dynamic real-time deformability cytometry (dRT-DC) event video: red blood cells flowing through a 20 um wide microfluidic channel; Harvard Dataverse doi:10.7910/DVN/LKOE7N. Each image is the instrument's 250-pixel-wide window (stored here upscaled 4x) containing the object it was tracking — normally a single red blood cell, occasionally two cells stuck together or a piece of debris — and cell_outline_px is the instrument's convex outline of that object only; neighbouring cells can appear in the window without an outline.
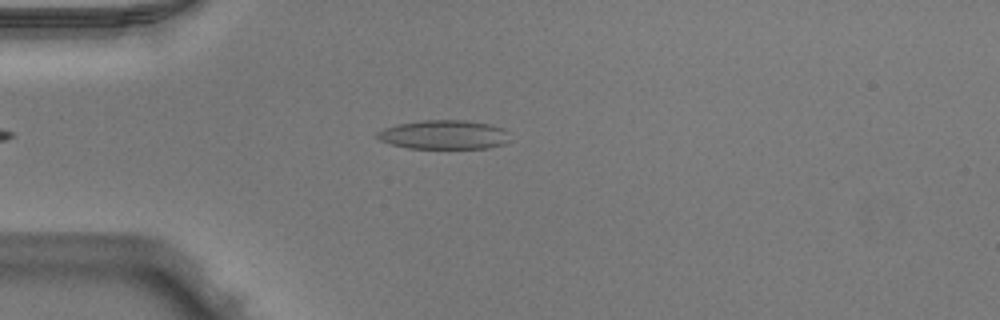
{"species": "Egyptian fruit bat (a non-hibernating species)", "species_latin": "Rousettus aegyptiacus", "temperature_condition": "warm", "stored_images_in_passage": 46, "camera_frame_rate_fps": 3000, "um_per_image_px": 0.085, "animal": {"sex": "male"}, "frame": {"image": 1, "passage_image": 9, "time_ms": 2.667, "image_size_px": [1000, 320], "cell_outline_px": [[512, 140], [504, 144], [488, 148], [408, 148], [392, 144], [380, 140], [376, 136], [376, 132], [384, 128], [396, 124], [420, 120], [468, 120], [488, 124], [504, 128], [508, 132]], "centroid_in_image_um": [37.77, 11.44], "position_along_channel_um": 47.2, "area_um2": 22.72}}
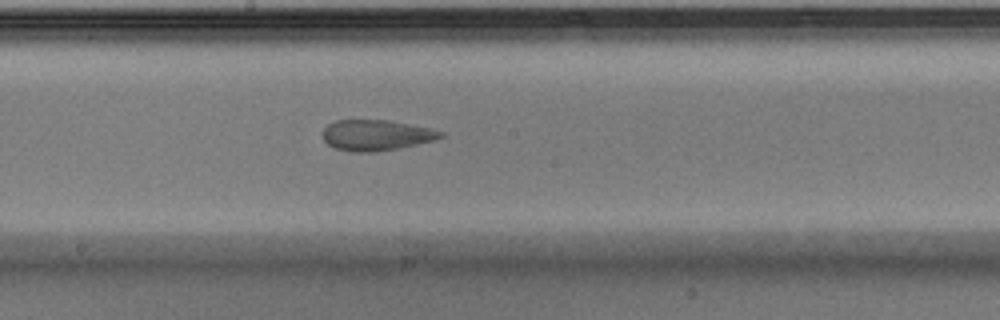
{"frame": {"image": 2, "passage_image": 23, "time_ms": 7.333, "image_size_px": [1000, 320], "cell_outline_px": [[444, 136], [432, 140], [416, 144], [396, 148], [372, 152], [348, 152], [336, 148], [328, 144], [324, 140], [324, 128], [328, 124], [336, 120], [388, 120], [428, 128], [444, 132]], "centroid_in_image_um": [31.94, 11.49], "position_along_channel_um": 216.3, "area_um2": 20.75}}
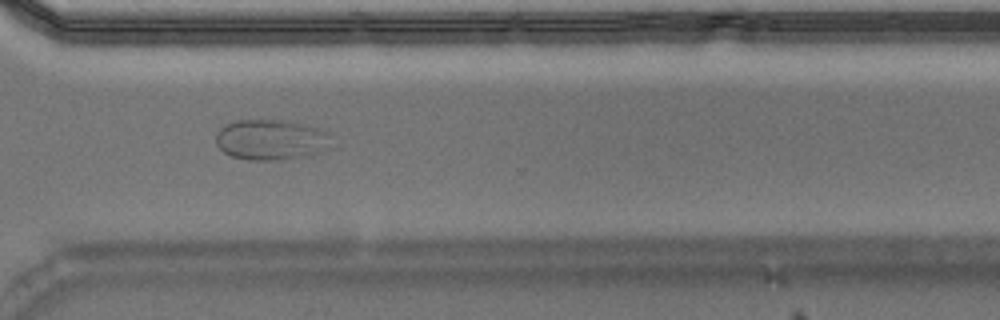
{"frame": {"image": 3, "passage_image": 33, "time_ms": 10.667, "image_size_px": [1000, 320], "cell_outline_px": [[328, 132], [316, 152], [312, 156], [280, 160], [248, 160], [232, 156], [224, 152], [216, 144], [216, 132], [224, 124], [236, 120], [288, 120], [320, 128]], "centroid_in_image_um": [22.89, 11.86], "position_along_channel_um": 347.7, "area_um2": 26.76}}